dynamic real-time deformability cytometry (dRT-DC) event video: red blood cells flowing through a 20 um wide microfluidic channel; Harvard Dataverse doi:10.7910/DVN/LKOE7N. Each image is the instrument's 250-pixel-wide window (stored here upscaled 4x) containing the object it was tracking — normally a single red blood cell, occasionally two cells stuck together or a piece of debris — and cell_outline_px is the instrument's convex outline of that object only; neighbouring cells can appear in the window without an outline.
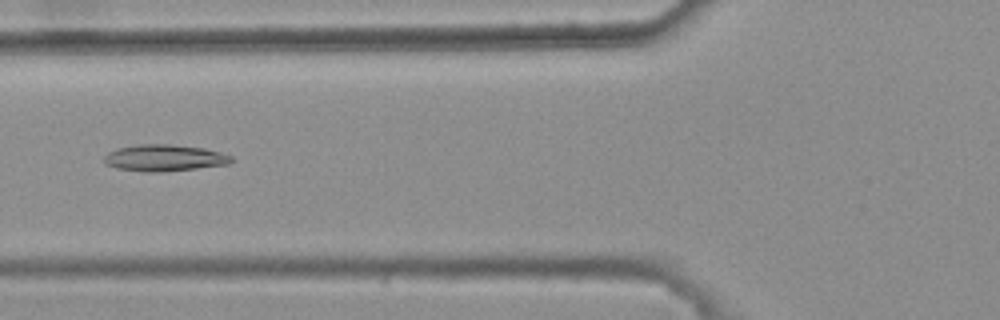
{"species": "common noctule bat (a hibernating species)", "species_latin": "Nyctalus noctula", "temperature_condition": "warm", "stored_images_in_passage": 48, "camera_frame_rate_fps": 3000, "um_per_image_px": 0.085, "animal": {"sex": "female", "body_mass_g": 25.1}, "frame": {"image": 1, "passage_image": 21, "time_ms": 6.667, "image_size_px": [1000, 320], "cell_outline_px": [[232, 160], [228, 164], [196, 168], [160, 172], [144, 172], [116, 168], [104, 164], [104, 156], [108, 152], [116, 148], [140, 144], [168, 144], [204, 148], [220, 152], [232, 156]], "centroid_in_image_um": [13.92, 13.42], "position_along_channel_um": 111.9, "area_um2": 19.71}}
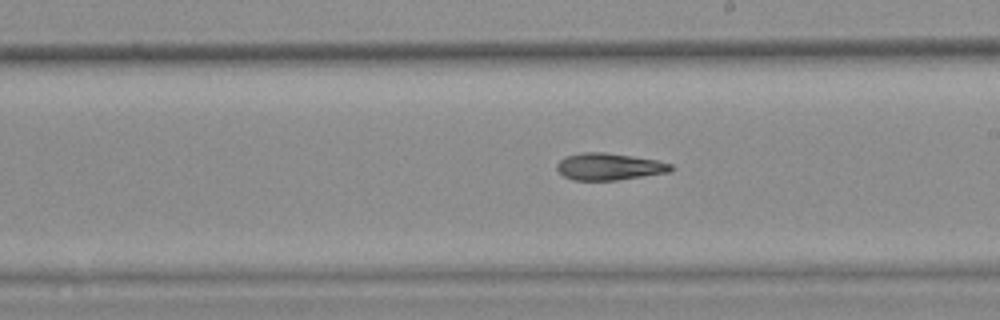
{"frame": {"image": 2, "passage_image": 31, "time_ms": 10.0, "image_size_px": [1000, 320], "cell_outline_px": [[672, 168], [668, 172], [616, 180], [572, 180], [564, 176], [556, 168], [556, 164], [564, 156], [580, 152], [604, 152], [632, 156], [656, 160], [672, 164]], "centroid_in_image_um": [51.71, 14.15], "position_along_channel_um": 237.3, "area_um2": 17.8}}
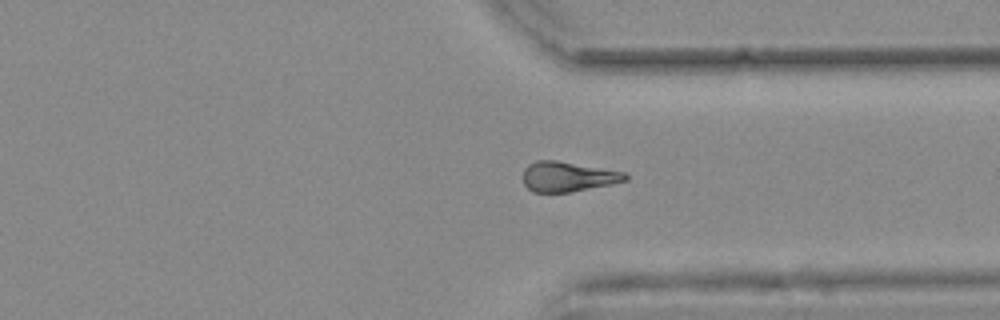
{"frame": {"image": 3, "passage_image": 41, "time_ms": 13.333, "image_size_px": [1000, 320], "cell_outline_px": [[628, 180], [612, 184], [572, 192], [532, 192], [524, 184], [524, 168], [528, 164], [536, 160], [556, 160], [624, 172], [628, 176]], "centroid_in_image_um": [48.26, 15.02], "position_along_channel_um": 363.1, "area_um2": 17.86}}